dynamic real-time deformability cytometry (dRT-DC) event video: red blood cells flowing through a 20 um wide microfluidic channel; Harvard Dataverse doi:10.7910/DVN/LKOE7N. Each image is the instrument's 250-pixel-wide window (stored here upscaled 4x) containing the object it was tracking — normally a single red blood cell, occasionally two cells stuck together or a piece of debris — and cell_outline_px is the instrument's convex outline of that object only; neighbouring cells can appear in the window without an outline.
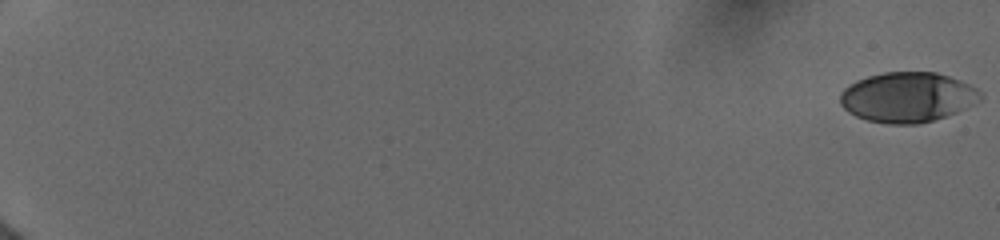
{"species": "human", "species_latin": "Homo sapiens", "temperature_condition": "cold", "stored_images_in_passage": 15, "camera_frame_rate_fps": 3000, "um_per_image_px": 0.085, "donor": {"sex": "female"}, "frame": {"image": 1, "passage_image": 1, "time_ms": 0.0, "image_size_px": [1000, 240], "cell_outline_px": [[980, 100], [956, 112], [932, 120], [916, 124], [888, 124], [868, 120], [856, 116], [848, 112], [840, 104], [840, 92], [848, 84], [856, 80], [868, 76], [884, 72], [936, 72], [948, 76], [968, 84], [976, 88], [980, 92]], "centroid_in_image_um": [77.08, 8.26], "position_along_channel_um": 7.9, "area_um2": 40.63}}
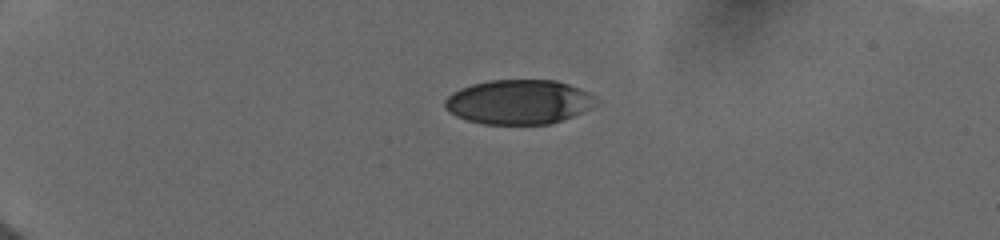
{"frame": {"image": 2, "passage_image": 9, "time_ms": 5.0, "image_size_px": [1000, 240], "cell_outline_px": [[600, 100], [596, 104], [572, 116], [548, 124], [484, 124], [468, 120], [456, 116], [448, 112], [444, 108], [444, 100], [452, 92], [460, 88], [472, 84], [492, 80], [556, 80], [568, 84], [588, 92], [596, 96]], "centroid_in_image_um": [44.07, 8.66], "position_along_channel_um": 40.9, "area_um2": 39.13}}
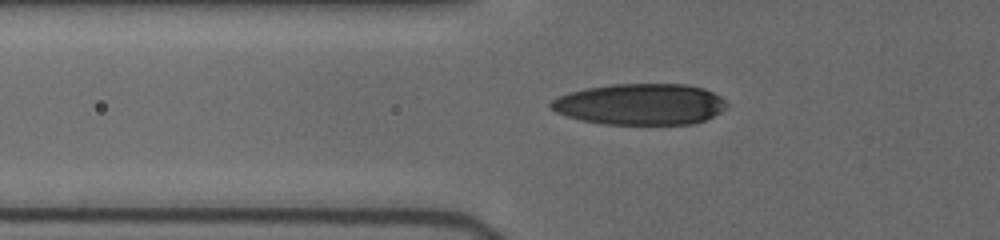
{"frame": {"image": 3, "passage_image": 13, "time_ms": 7.333, "image_size_px": [1000, 240], "cell_outline_px": [[728, 108], [704, 120], [692, 124], [604, 124], [580, 120], [556, 112], [548, 108], [548, 104], [556, 96], [568, 92], [584, 88], [612, 84], [688, 84], [704, 88], [720, 96], [728, 104]], "centroid_in_image_um": [54.39, 8.85], "position_along_channel_um": 71.4, "area_um2": 42.6}}